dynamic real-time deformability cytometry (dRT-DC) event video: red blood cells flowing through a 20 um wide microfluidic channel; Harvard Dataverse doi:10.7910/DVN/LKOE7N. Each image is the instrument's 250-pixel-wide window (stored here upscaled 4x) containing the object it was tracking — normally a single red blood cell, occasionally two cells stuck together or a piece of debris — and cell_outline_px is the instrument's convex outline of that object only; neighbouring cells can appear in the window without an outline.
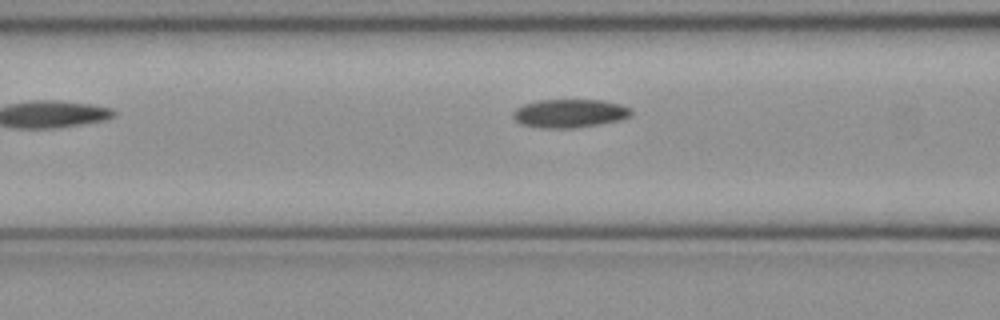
{"species": "common noctule bat (a hibernating species)", "species_latin": "Nyctalus noctula", "temperature_condition": "cold", "stored_images_in_passage": 24, "camera_frame_rate_fps": 3000, "um_per_image_px": 0.085, "animal": {"sex": "female", "body_mass_g": 21.9}, "frame": {"image": 1, "passage_image": 7, "time_ms": 2.0, "image_size_px": [1000, 320], "cell_outline_px": [[632, 116], [620, 120], [600, 124], [576, 128], [540, 128], [520, 124], [512, 116], [512, 112], [516, 108], [524, 104], [540, 100], [600, 100], [620, 104], [632, 108]], "centroid_in_image_um": [48.43, 9.64], "position_along_channel_um": 118.2, "area_um2": 19.77}}
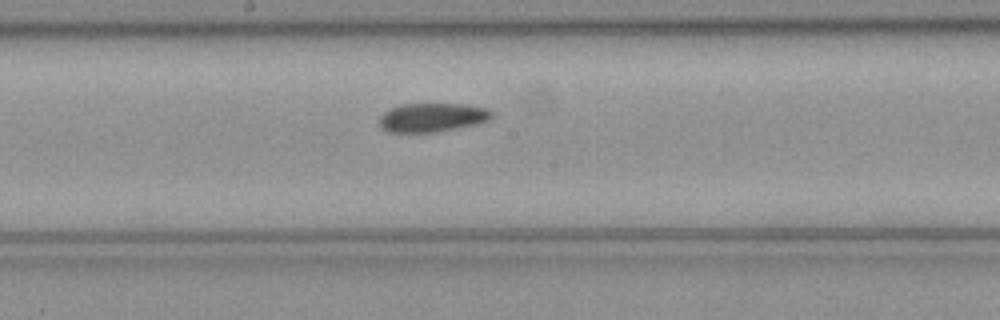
{"frame": {"image": 2, "passage_image": 14, "time_ms": 4.333, "image_size_px": [1000, 320], "cell_outline_px": [[492, 116], [488, 120], [476, 124], [436, 132], [388, 132], [380, 124], [380, 116], [384, 112], [392, 108], [404, 104], [464, 104], [484, 108], [492, 112]], "centroid_in_image_um": [36.73, 9.98], "position_along_channel_um": 211.5, "area_um2": 18.55}}
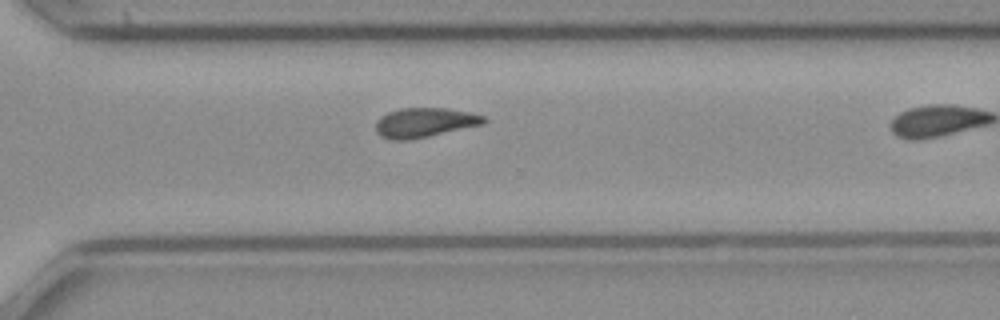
{"frame": {"image": 3, "passage_image": 20, "time_ms": 6.333, "image_size_px": [1000, 320], "cell_outline_px": [[488, 120], [484, 124], [428, 136], [408, 140], [392, 140], [380, 136], [376, 132], [376, 120], [380, 116], [388, 112], [400, 108], [444, 108], [468, 112], [484, 116]], "centroid_in_image_um": [36.06, 10.41], "position_along_channel_um": 334.5, "area_um2": 18.55}}